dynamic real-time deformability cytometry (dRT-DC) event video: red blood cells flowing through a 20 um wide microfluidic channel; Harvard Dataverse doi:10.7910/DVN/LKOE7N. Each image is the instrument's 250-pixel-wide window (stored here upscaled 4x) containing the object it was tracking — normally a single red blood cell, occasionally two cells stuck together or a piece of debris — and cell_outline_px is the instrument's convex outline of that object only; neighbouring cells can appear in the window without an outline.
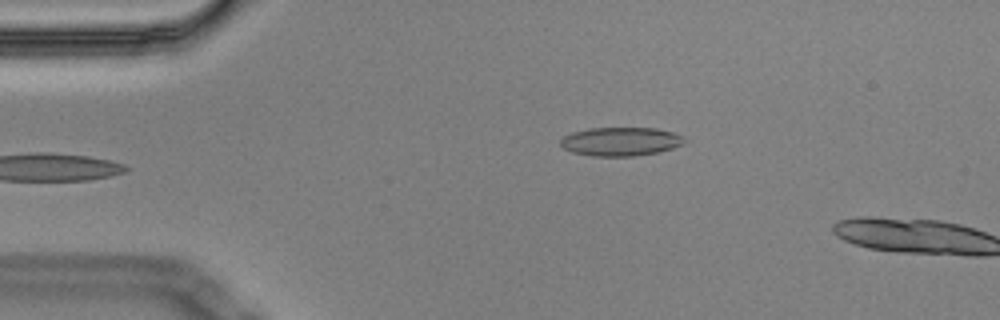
{"species": "Egyptian fruit bat (a non-hibernating species)", "species_latin": "Rousettus aegyptiacus", "temperature_condition": "cold", "stored_images_in_passage": 4, "camera_frame_rate_fps": 3000, "um_per_image_px": 0.085, "animal": {"sex": "male"}, "frame": {"image": 1, "passage_image": 4, "time_ms": 1.0, "image_size_px": [1000, 320], "cell_outline_px": [[688, 140], [684, 144], [660, 152], [632, 156], [592, 156], [572, 152], [564, 148], [560, 144], [560, 140], [564, 136], [572, 132], [588, 128], [656, 128], [672, 132], [684, 136]], "centroid_in_image_um": [52.79, 12.03], "position_along_channel_um": 32.2, "area_um2": 20.87}}